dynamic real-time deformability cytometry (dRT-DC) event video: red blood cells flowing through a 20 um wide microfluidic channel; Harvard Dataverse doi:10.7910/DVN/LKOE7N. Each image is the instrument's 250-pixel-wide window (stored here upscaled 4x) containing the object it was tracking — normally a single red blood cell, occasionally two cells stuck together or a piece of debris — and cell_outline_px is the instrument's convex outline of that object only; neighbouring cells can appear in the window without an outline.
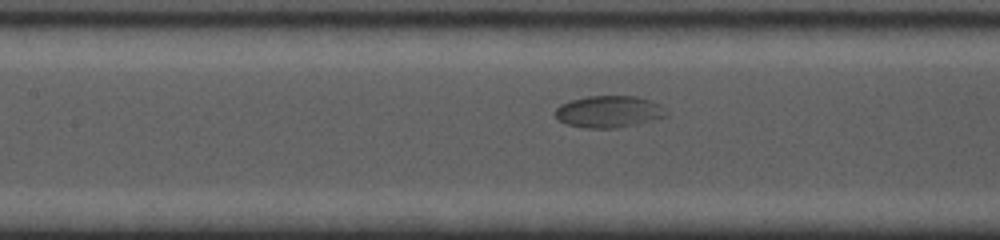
{"species": "common noctule bat (a hibernating species)", "species_latin": "Nyctalus noctula", "temperature_condition": "cold", "stored_images_in_passage": 6, "segment_of_instrument_passage": [2, 2], "camera_frame_rate_fps": 5000, "um_per_image_px": 0.085, "animal": {"sex": "female", "body_mass_g": 19.0, "forearm_length_mm": 53.3}, "frame": {"image": 1, "passage_image": 6, "time_ms": 5.2, "image_size_px": [1000, 240], "cell_outline_px": [[668, 116], [636, 124], [616, 128], [584, 128], [568, 124], [560, 120], [556, 116], [556, 108], [560, 104], [572, 100], [588, 96], [636, 96], [660, 104], [664, 108]], "centroid_in_image_um": [51.76, 9.49], "position_along_channel_um": 155.6, "area_um2": 20.4}}